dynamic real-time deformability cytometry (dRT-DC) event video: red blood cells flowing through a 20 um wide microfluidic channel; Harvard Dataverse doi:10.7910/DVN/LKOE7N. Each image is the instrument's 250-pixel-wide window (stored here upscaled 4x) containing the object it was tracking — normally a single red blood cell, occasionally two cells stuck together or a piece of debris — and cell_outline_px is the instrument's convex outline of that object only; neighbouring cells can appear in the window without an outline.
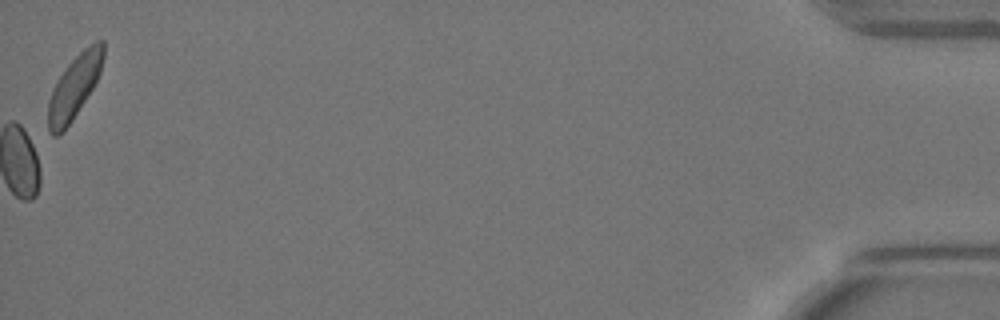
{"species": "Egyptian fruit bat (a non-hibernating species)", "species_latin": "Rousettus aegyptiacus", "temperature_condition": "warm", "stored_images_in_passage": 48, "camera_frame_rate_fps": 3000, "um_per_image_px": 0.085, "animal": {"sex": "female"}, "frame": {"image": 1, "passage_image": 48, "time_ms": 15.667, "image_size_px": [1000, 320], "cell_outline_px": [[104, 56], [100, 72], [92, 88], [72, 120], [64, 132], [56, 136], [52, 136], [48, 132], [48, 100], [52, 88], [68, 64], [88, 44], [96, 40], [104, 40]], "centroid_in_image_um": [6.3, 7.39], "position_along_channel_um": 428.9, "area_um2": 20.29}, "authors_computed_cell_mechanics": {"area_um2": 17.8313, "velocity_mm_per_s": 3.6069, "shape_relaxation_time_tau1_ms": null, "shape_relaxation_time_tau2_ms": 1.4174, "deformation_change_tau1": null, "deformation_change_tau2": 0.0268}}